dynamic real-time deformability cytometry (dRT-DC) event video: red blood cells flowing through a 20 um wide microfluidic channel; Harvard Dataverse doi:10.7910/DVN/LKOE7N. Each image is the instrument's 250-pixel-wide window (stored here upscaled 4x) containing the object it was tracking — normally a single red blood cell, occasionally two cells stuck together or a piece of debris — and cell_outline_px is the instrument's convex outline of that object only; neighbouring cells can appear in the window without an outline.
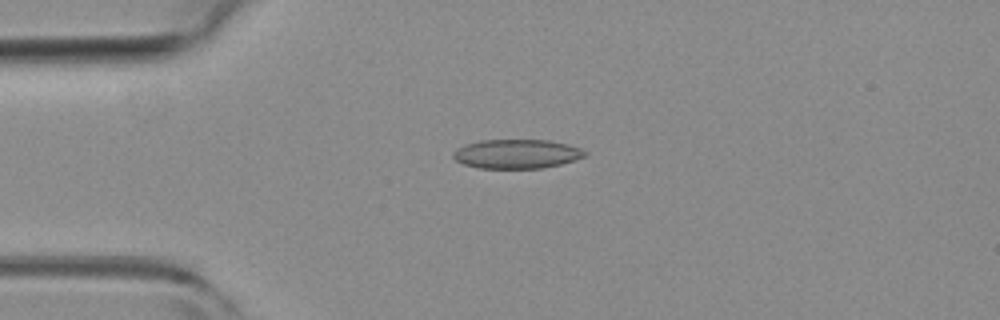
{"species": "common noctule bat (a hibernating species)", "species_latin": "Nyctalus noctula", "temperature_condition": "room temperature", "stored_images_in_passage": 4, "camera_frame_rate_fps": 3000, "um_per_image_px": 0.085, "animal": {"sex": "female", "body_mass_g": 19.3, "forearm_length_mm": 54.1}, "frame": {"image": 1, "passage_image": 3, "time_ms": 0.667, "image_size_px": [1000, 320], "cell_outline_px": [[588, 156], [560, 164], [540, 168], [476, 168], [464, 164], [456, 160], [452, 156], [452, 152], [456, 148], [464, 144], [480, 140], [548, 140], [568, 144], [580, 148], [588, 152]], "centroid_in_image_um": [43.91, 13.07], "position_along_channel_um": 41.1, "area_um2": 22.54}}